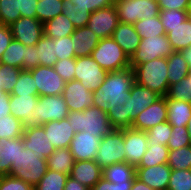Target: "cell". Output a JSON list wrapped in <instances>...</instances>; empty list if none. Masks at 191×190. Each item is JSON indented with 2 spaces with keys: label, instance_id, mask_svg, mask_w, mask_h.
<instances>
[{
  "label": "cell",
  "instance_id": "681fc988",
  "mask_svg": "<svg viewBox=\"0 0 191 190\" xmlns=\"http://www.w3.org/2000/svg\"><path fill=\"white\" fill-rule=\"evenodd\" d=\"M106 113L114 129L129 128V115H126L125 104H117L109 108Z\"/></svg>",
  "mask_w": 191,
  "mask_h": 190
},
{
  "label": "cell",
  "instance_id": "d6986e66",
  "mask_svg": "<svg viewBox=\"0 0 191 190\" xmlns=\"http://www.w3.org/2000/svg\"><path fill=\"white\" fill-rule=\"evenodd\" d=\"M100 140L97 134H90L87 131L75 133L69 147L75 161L95 160Z\"/></svg>",
  "mask_w": 191,
  "mask_h": 190
},
{
  "label": "cell",
  "instance_id": "03108f58",
  "mask_svg": "<svg viewBox=\"0 0 191 190\" xmlns=\"http://www.w3.org/2000/svg\"><path fill=\"white\" fill-rule=\"evenodd\" d=\"M180 52L182 53L183 57L186 59L189 66V70L191 71V46L181 50Z\"/></svg>",
  "mask_w": 191,
  "mask_h": 190
},
{
  "label": "cell",
  "instance_id": "277c9868",
  "mask_svg": "<svg viewBox=\"0 0 191 190\" xmlns=\"http://www.w3.org/2000/svg\"><path fill=\"white\" fill-rule=\"evenodd\" d=\"M48 169L47 159H41L29 148L19 149L18 166H11L9 176L36 186Z\"/></svg>",
  "mask_w": 191,
  "mask_h": 190
},
{
  "label": "cell",
  "instance_id": "bcb514c9",
  "mask_svg": "<svg viewBox=\"0 0 191 190\" xmlns=\"http://www.w3.org/2000/svg\"><path fill=\"white\" fill-rule=\"evenodd\" d=\"M172 133V126L168 121L159 123L146 131L148 144L167 145Z\"/></svg>",
  "mask_w": 191,
  "mask_h": 190
},
{
  "label": "cell",
  "instance_id": "f546056e",
  "mask_svg": "<svg viewBox=\"0 0 191 190\" xmlns=\"http://www.w3.org/2000/svg\"><path fill=\"white\" fill-rule=\"evenodd\" d=\"M136 168L126 162L115 163L103 169L102 177L111 183H125L136 177Z\"/></svg>",
  "mask_w": 191,
  "mask_h": 190
},
{
  "label": "cell",
  "instance_id": "e0dca14e",
  "mask_svg": "<svg viewBox=\"0 0 191 190\" xmlns=\"http://www.w3.org/2000/svg\"><path fill=\"white\" fill-rule=\"evenodd\" d=\"M167 114L166 97L161 96L136 116L131 128L146 132L155 125L167 121Z\"/></svg>",
  "mask_w": 191,
  "mask_h": 190
},
{
  "label": "cell",
  "instance_id": "9a60e30c",
  "mask_svg": "<svg viewBox=\"0 0 191 190\" xmlns=\"http://www.w3.org/2000/svg\"><path fill=\"white\" fill-rule=\"evenodd\" d=\"M22 140L24 147L32 150L38 158L47 159L55 151L41 125L25 126Z\"/></svg>",
  "mask_w": 191,
  "mask_h": 190
},
{
  "label": "cell",
  "instance_id": "ffe728a7",
  "mask_svg": "<svg viewBox=\"0 0 191 190\" xmlns=\"http://www.w3.org/2000/svg\"><path fill=\"white\" fill-rule=\"evenodd\" d=\"M167 163L151 167H136V178L154 190H167L171 175Z\"/></svg>",
  "mask_w": 191,
  "mask_h": 190
},
{
  "label": "cell",
  "instance_id": "cb8c5ba5",
  "mask_svg": "<svg viewBox=\"0 0 191 190\" xmlns=\"http://www.w3.org/2000/svg\"><path fill=\"white\" fill-rule=\"evenodd\" d=\"M39 95H10V112L22 121L24 126L32 125V110L35 108Z\"/></svg>",
  "mask_w": 191,
  "mask_h": 190
},
{
  "label": "cell",
  "instance_id": "9f6ffc18",
  "mask_svg": "<svg viewBox=\"0 0 191 190\" xmlns=\"http://www.w3.org/2000/svg\"><path fill=\"white\" fill-rule=\"evenodd\" d=\"M40 66L37 55V47L25 46V56L23 57V70H31Z\"/></svg>",
  "mask_w": 191,
  "mask_h": 190
},
{
  "label": "cell",
  "instance_id": "8d00e7d4",
  "mask_svg": "<svg viewBox=\"0 0 191 190\" xmlns=\"http://www.w3.org/2000/svg\"><path fill=\"white\" fill-rule=\"evenodd\" d=\"M69 175L47 169L34 190H63Z\"/></svg>",
  "mask_w": 191,
  "mask_h": 190
},
{
  "label": "cell",
  "instance_id": "7dc6e473",
  "mask_svg": "<svg viewBox=\"0 0 191 190\" xmlns=\"http://www.w3.org/2000/svg\"><path fill=\"white\" fill-rule=\"evenodd\" d=\"M189 17L188 11L182 10H162L159 18L164 26L165 33L169 32V27H176L184 23Z\"/></svg>",
  "mask_w": 191,
  "mask_h": 190
},
{
  "label": "cell",
  "instance_id": "9c48e42d",
  "mask_svg": "<svg viewBox=\"0 0 191 190\" xmlns=\"http://www.w3.org/2000/svg\"><path fill=\"white\" fill-rule=\"evenodd\" d=\"M174 52L169 40L165 35L141 39L137 50L130 57V67L143 64L155 58H167Z\"/></svg>",
  "mask_w": 191,
  "mask_h": 190
},
{
  "label": "cell",
  "instance_id": "ab89813d",
  "mask_svg": "<svg viewBox=\"0 0 191 190\" xmlns=\"http://www.w3.org/2000/svg\"><path fill=\"white\" fill-rule=\"evenodd\" d=\"M62 0H41L38 1L36 8V19L41 23L55 18L62 13Z\"/></svg>",
  "mask_w": 191,
  "mask_h": 190
},
{
  "label": "cell",
  "instance_id": "5bb4252c",
  "mask_svg": "<svg viewBox=\"0 0 191 190\" xmlns=\"http://www.w3.org/2000/svg\"><path fill=\"white\" fill-rule=\"evenodd\" d=\"M160 97L159 94L135 82L130 90V96L124 103L126 115H129V128L132 127V123L135 121L136 116Z\"/></svg>",
  "mask_w": 191,
  "mask_h": 190
},
{
  "label": "cell",
  "instance_id": "6da1fadb",
  "mask_svg": "<svg viewBox=\"0 0 191 190\" xmlns=\"http://www.w3.org/2000/svg\"><path fill=\"white\" fill-rule=\"evenodd\" d=\"M135 84V71L129 67L108 72L102 85L93 92V106L106 111L117 104L124 105Z\"/></svg>",
  "mask_w": 191,
  "mask_h": 190
},
{
  "label": "cell",
  "instance_id": "7bdbcfd3",
  "mask_svg": "<svg viewBox=\"0 0 191 190\" xmlns=\"http://www.w3.org/2000/svg\"><path fill=\"white\" fill-rule=\"evenodd\" d=\"M62 14L65 15L75 28L87 26L91 13L83 6L63 5Z\"/></svg>",
  "mask_w": 191,
  "mask_h": 190
},
{
  "label": "cell",
  "instance_id": "30bf717a",
  "mask_svg": "<svg viewBox=\"0 0 191 190\" xmlns=\"http://www.w3.org/2000/svg\"><path fill=\"white\" fill-rule=\"evenodd\" d=\"M107 74L108 71L101 68L91 55L75 58L74 79L80 81L90 91L98 89Z\"/></svg>",
  "mask_w": 191,
  "mask_h": 190
},
{
  "label": "cell",
  "instance_id": "4fadbf2b",
  "mask_svg": "<svg viewBox=\"0 0 191 190\" xmlns=\"http://www.w3.org/2000/svg\"><path fill=\"white\" fill-rule=\"evenodd\" d=\"M13 39L25 46H33L43 37L44 25L38 19L20 17L10 26Z\"/></svg>",
  "mask_w": 191,
  "mask_h": 190
},
{
  "label": "cell",
  "instance_id": "52a82bcc",
  "mask_svg": "<svg viewBox=\"0 0 191 190\" xmlns=\"http://www.w3.org/2000/svg\"><path fill=\"white\" fill-rule=\"evenodd\" d=\"M95 162L102 169L115 163L126 162L124 129H114L101 138Z\"/></svg>",
  "mask_w": 191,
  "mask_h": 190
},
{
  "label": "cell",
  "instance_id": "f6af8a7d",
  "mask_svg": "<svg viewBox=\"0 0 191 190\" xmlns=\"http://www.w3.org/2000/svg\"><path fill=\"white\" fill-rule=\"evenodd\" d=\"M21 17L19 0H0V22L10 26Z\"/></svg>",
  "mask_w": 191,
  "mask_h": 190
},
{
  "label": "cell",
  "instance_id": "2e32d148",
  "mask_svg": "<svg viewBox=\"0 0 191 190\" xmlns=\"http://www.w3.org/2000/svg\"><path fill=\"white\" fill-rule=\"evenodd\" d=\"M62 96L69 111H84L93 106V92L75 79L65 83Z\"/></svg>",
  "mask_w": 191,
  "mask_h": 190
},
{
  "label": "cell",
  "instance_id": "4316f807",
  "mask_svg": "<svg viewBox=\"0 0 191 190\" xmlns=\"http://www.w3.org/2000/svg\"><path fill=\"white\" fill-rule=\"evenodd\" d=\"M167 121L171 126H186L191 116V103L166 99Z\"/></svg>",
  "mask_w": 191,
  "mask_h": 190
},
{
  "label": "cell",
  "instance_id": "7c38bea8",
  "mask_svg": "<svg viewBox=\"0 0 191 190\" xmlns=\"http://www.w3.org/2000/svg\"><path fill=\"white\" fill-rule=\"evenodd\" d=\"M119 17L115 5L98 9L90 15L87 27L99 39L109 38L119 24Z\"/></svg>",
  "mask_w": 191,
  "mask_h": 190
},
{
  "label": "cell",
  "instance_id": "e575fe53",
  "mask_svg": "<svg viewBox=\"0 0 191 190\" xmlns=\"http://www.w3.org/2000/svg\"><path fill=\"white\" fill-rule=\"evenodd\" d=\"M135 31L141 37V39L157 37L165 35V29L159 16L151 19H143L135 22L134 24Z\"/></svg>",
  "mask_w": 191,
  "mask_h": 190
},
{
  "label": "cell",
  "instance_id": "4dcf8cb0",
  "mask_svg": "<svg viewBox=\"0 0 191 190\" xmlns=\"http://www.w3.org/2000/svg\"><path fill=\"white\" fill-rule=\"evenodd\" d=\"M75 159L69 148L55 149L47 158L48 169L58 171L67 175L71 174Z\"/></svg>",
  "mask_w": 191,
  "mask_h": 190
},
{
  "label": "cell",
  "instance_id": "60d3db41",
  "mask_svg": "<svg viewBox=\"0 0 191 190\" xmlns=\"http://www.w3.org/2000/svg\"><path fill=\"white\" fill-rule=\"evenodd\" d=\"M165 97L191 103V71L185 78L171 84Z\"/></svg>",
  "mask_w": 191,
  "mask_h": 190
},
{
  "label": "cell",
  "instance_id": "d590c367",
  "mask_svg": "<svg viewBox=\"0 0 191 190\" xmlns=\"http://www.w3.org/2000/svg\"><path fill=\"white\" fill-rule=\"evenodd\" d=\"M25 56V45L13 39L5 50L0 63L10 65L23 70V57Z\"/></svg>",
  "mask_w": 191,
  "mask_h": 190
},
{
  "label": "cell",
  "instance_id": "836d02e7",
  "mask_svg": "<svg viewBox=\"0 0 191 190\" xmlns=\"http://www.w3.org/2000/svg\"><path fill=\"white\" fill-rule=\"evenodd\" d=\"M36 47L39 64L53 67L58 61L55 54L56 50L54 39L43 35V37L36 43Z\"/></svg>",
  "mask_w": 191,
  "mask_h": 190
},
{
  "label": "cell",
  "instance_id": "e7e4bbea",
  "mask_svg": "<svg viewBox=\"0 0 191 190\" xmlns=\"http://www.w3.org/2000/svg\"><path fill=\"white\" fill-rule=\"evenodd\" d=\"M130 190H154L147 184L141 182L138 178H134L133 184Z\"/></svg>",
  "mask_w": 191,
  "mask_h": 190
},
{
  "label": "cell",
  "instance_id": "603a6c76",
  "mask_svg": "<svg viewBox=\"0 0 191 190\" xmlns=\"http://www.w3.org/2000/svg\"><path fill=\"white\" fill-rule=\"evenodd\" d=\"M102 175L103 169L95 160H82L75 161L69 176L91 189L102 178Z\"/></svg>",
  "mask_w": 191,
  "mask_h": 190
},
{
  "label": "cell",
  "instance_id": "d6a6232c",
  "mask_svg": "<svg viewBox=\"0 0 191 190\" xmlns=\"http://www.w3.org/2000/svg\"><path fill=\"white\" fill-rule=\"evenodd\" d=\"M169 148L163 144H148L137 167H151L168 162Z\"/></svg>",
  "mask_w": 191,
  "mask_h": 190
},
{
  "label": "cell",
  "instance_id": "c3c4849f",
  "mask_svg": "<svg viewBox=\"0 0 191 190\" xmlns=\"http://www.w3.org/2000/svg\"><path fill=\"white\" fill-rule=\"evenodd\" d=\"M167 190H191V169L172 170Z\"/></svg>",
  "mask_w": 191,
  "mask_h": 190
},
{
  "label": "cell",
  "instance_id": "f5cc1de1",
  "mask_svg": "<svg viewBox=\"0 0 191 190\" xmlns=\"http://www.w3.org/2000/svg\"><path fill=\"white\" fill-rule=\"evenodd\" d=\"M53 68L65 82L74 80L75 58H64L62 60H58L53 66Z\"/></svg>",
  "mask_w": 191,
  "mask_h": 190
},
{
  "label": "cell",
  "instance_id": "1f68e13d",
  "mask_svg": "<svg viewBox=\"0 0 191 190\" xmlns=\"http://www.w3.org/2000/svg\"><path fill=\"white\" fill-rule=\"evenodd\" d=\"M169 86L189 74V66L181 52L174 51L167 57Z\"/></svg>",
  "mask_w": 191,
  "mask_h": 190
},
{
  "label": "cell",
  "instance_id": "91938a15",
  "mask_svg": "<svg viewBox=\"0 0 191 190\" xmlns=\"http://www.w3.org/2000/svg\"><path fill=\"white\" fill-rule=\"evenodd\" d=\"M39 0H19L21 17L36 19V8Z\"/></svg>",
  "mask_w": 191,
  "mask_h": 190
},
{
  "label": "cell",
  "instance_id": "11a10c76",
  "mask_svg": "<svg viewBox=\"0 0 191 190\" xmlns=\"http://www.w3.org/2000/svg\"><path fill=\"white\" fill-rule=\"evenodd\" d=\"M0 190H34V186L13 176H0Z\"/></svg>",
  "mask_w": 191,
  "mask_h": 190
},
{
  "label": "cell",
  "instance_id": "a7ac6f4b",
  "mask_svg": "<svg viewBox=\"0 0 191 190\" xmlns=\"http://www.w3.org/2000/svg\"><path fill=\"white\" fill-rule=\"evenodd\" d=\"M188 14H189V17H191V0H189V5H188Z\"/></svg>",
  "mask_w": 191,
  "mask_h": 190
},
{
  "label": "cell",
  "instance_id": "7a4b0ae2",
  "mask_svg": "<svg viewBox=\"0 0 191 190\" xmlns=\"http://www.w3.org/2000/svg\"><path fill=\"white\" fill-rule=\"evenodd\" d=\"M135 82L151 91L166 96L169 89L167 58H155L134 68Z\"/></svg>",
  "mask_w": 191,
  "mask_h": 190
},
{
  "label": "cell",
  "instance_id": "ee69618b",
  "mask_svg": "<svg viewBox=\"0 0 191 190\" xmlns=\"http://www.w3.org/2000/svg\"><path fill=\"white\" fill-rule=\"evenodd\" d=\"M22 69L0 63V93H11Z\"/></svg>",
  "mask_w": 191,
  "mask_h": 190
},
{
  "label": "cell",
  "instance_id": "db71d44e",
  "mask_svg": "<svg viewBox=\"0 0 191 190\" xmlns=\"http://www.w3.org/2000/svg\"><path fill=\"white\" fill-rule=\"evenodd\" d=\"M115 0H62L63 5H79L90 13L105 7L113 6Z\"/></svg>",
  "mask_w": 191,
  "mask_h": 190
},
{
  "label": "cell",
  "instance_id": "3957f363",
  "mask_svg": "<svg viewBox=\"0 0 191 190\" xmlns=\"http://www.w3.org/2000/svg\"><path fill=\"white\" fill-rule=\"evenodd\" d=\"M67 119L75 133L87 131L102 138L114 130L106 110L95 106L89 107L84 111H69Z\"/></svg>",
  "mask_w": 191,
  "mask_h": 190
},
{
  "label": "cell",
  "instance_id": "003e7915",
  "mask_svg": "<svg viewBox=\"0 0 191 190\" xmlns=\"http://www.w3.org/2000/svg\"><path fill=\"white\" fill-rule=\"evenodd\" d=\"M187 130H188V134H189V137H190V140H191V116L189 118V121L187 122Z\"/></svg>",
  "mask_w": 191,
  "mask_h": 190
},
{
  "label": "cell",
  "instance_id": "f1b7e54d",
  "mask_svg": "<svg viewBox=\"0 0 191 190\" xmlns=\"http://www.w3.org/2000/svg\"><path fill=\"white\" fill-rule=\"evenodd\" d=\"M166 36L174 51L180 52L191 46V22L189 18L181 25L169 27Z\"/></svg>",
  "mask_w": 191,
  "mask_h": 190
},
{
  "label": "cell",
  "instance_id": "f35d334b",
  "mask_svg": "<svg viewBox=\"0 0 191 190\" xmlns=\"http://www.w3.org/2000/svg\"><path fill=\"white\" fill-rule=\"evenodd\" d=\"M24 125L22 121L9 114L0 118V139H14L23 136Z\"/></svg>",
  "mask_w": 191,
  "mask_h": 190
},
{
  "label": "cell",
  "instance_id": "8992f818",
  "mask_svg": "<svg viewBox=\"0 0 191 190\" xmlns=\"http://www.w3.org/2000/svg\"><path fill=\"white\" fill-rule=\"evenodd\" d=\"M119 22L134 24L143 19L159 16L160 8L157 0H115Z\"/></svg>",
  "mask_w": 191,
  "mask_h": 190
},
{
  "label": "cell",
  "instance_id": "b9f144b4",
  "mask_svg": "<svg viewBox=\"0 0 191 190\" xmlns=\"http://www.w3.org/2000/svg\"><path fill=\"white\" fill-rule=\"evenodd\" d=\"M10 95H38L35 79L29 70H21L18 80Z\"/></svg>",
  "mask_w": 191,
  "mask_h": 190
},
{
  "label": "cell",
  "instance_id": "680465c9",
  "mask_svg": "<svg viewBox=\"0 0 191 190\" xmlns=\"http://www.w3.org/2000/svg\"><path fill=\"white\" fill-rule=\"evenodd\" d=\"M160 11L162 10H182L187 11L189 0H157Z\"/></svg>",
  "mask_w": 191,
  "mask_h": 190
},
{
  "label": "cell",
  "instance_id": "ac0fdd59",
  "mask_svg": "<svg viewBox=\"0 0 191 190\" xmlns=\"http://www.w3.org/2000/svg\"><path fill=\"white\" fill-rule=\"evenodd\" d=\"M124 147L126 163L136 168L148 148L146 132L133 128H124Z\"/></svg>",
  "mask_w": 191,
  "mask_h": 190
},
{
  "label": "cell",
  "instance_id": "44dd1931",
  "mask_svg": "<svg viewBox=\"0 0 191 190\" xmlns=\"http://www.w3.org/2000/svg\"><path fill=\"white\" fill-rule=\"evenodd\" d=\"M41 126L44 128L46 136L55 149L70 147L75 131L67 118L60 121H50Z\"/></svg>",
  "mask_w": 191,
  "mask_h": 190
},
{
  "label": "cell",
  "instance_id": "5b68a950",
  "mask_svg": "<svg viewBox=\"0 0 191 190\" xmlns=\"http://www.w3.org/2000/svg\"><path fill=\"white\" fill-rule=\"evenodd\" d=\"M101 68L108 72L121 71L130 67V58L111 37L100 39L91 54Z\"/></svg>",
  "mask_w": 191,
  "mask_h": 190
},
{
  "label": "cell",
  "instance_id": "ba28073f",
  "mask_svg": "<svg viewBox=\"0 0 191 190\" xmlns=\"http://www.w3.org/2000/svg\"><path fill=\"white\" fill-rule=\"evenodd\" d=\"M69 109L62 95L39 96L32 110V125H43L50 121L67 118Z\"/></svg>",
  "mask_w": 191,
  "mask_h": 190
},
{
  "label": "cell",
  "instance_id": "6125c7cd",
  "mask_svg": "<svg viewBox=\"0 0 191 190\" xmlns=\"http://www.w3.org/2000/svg\"><path fill=\"white\" fill-rule=\"evenodd\" d=\"M9 103L10 93H0V118L11 114Z\"/></svg>",
  "mask_w": 191,
  "mask_h": 190
},
{
  "label": "cell",
  "instance_id": "94428289",
  "mask_svg": "<svg viewBox=\"0 0 191 190\" xmlns=\"http://www.w3.org/2000/svg\"><path fill=\"white\" fill-rule=\"evenodd\" d=\"M13 40L11 29L7 25L0 24V60Z\"/></svg>",
  "mask_w": 191,
  "mask_h": 190
},
{
  "label": "cell",
  "instance_id": "d4e9b609",
  "mask_svg": "<svg viewBox=\"0 0 191 190\" xmlns=\"http://www.w3.org/2000/svg\"><path fill=\"white\" fill-rule=\"evenodd\" d=\"M122 50L131 57L137 50L141 37L135 31L134 25L119 23L111 36Z\"/></svg>",
  "mask_w": 191,
  "mask_h": 190
},
{
  "label": "cell",
  "instance_id": "6f0895ef",
  "mask_svg": "<svg viewBox=\"0 0 191 190\" xmlns=\"http://www.w3.org/2000/svg\"><path fill=\"white\" fill-rule=\"evenodd\" d=\"M133 181H126L125 183H111L103 177L90 190H130Z\"/></svg>",
  "mask_w": 191,
  "mask_h": 190
},
{
  "label": "cell",
  "instance_id": "8fae6325",
  "mask_svg": "<svg viewBox=\"0 0 191 190\" xmlns=\"http://www.w3.org/2000/svg\"><path fill=\"white\" fill-rule=\"evenodd\" d=\"M35 79L39 96L62 95L65 81L60 77L53 67L40 65L29 70Z\"/></svg>",
  "mask_w": 191,
  "mask_h": 190
},
{
  "label": "cell",
  "instance_id": "83f0119b",
  "mask_svg": "<svg viewBox=\"0 0 191 190\" xmlns=\"http://www.w3.org/2000/svg\"><path fill=\"white\" fill-rule=\"evenodd\" d=\"M43 25L44 35L53 39L71 36L76 29L71 21L62 13L46 21Z\"/></svg>",
  "mask_w": 191,
  "mask_h": 190
},
{
  "label": "cell",
  "instance_id": "484cf974",
  "mask_svg": "<svg viewBox=\"0 0 191 190\" xmlns=\"http://www.w3.org/2000/svg\"><path fill=\"white\" fill-rule=\"evenodd\" d=\"M76 57L90 56L100 39L87 26L76 28L71 35Z\"/></svg>",
  "mask_w": 191,
  "mask_h": 190
},
{
  "label": "cell",
  "instance_id": "74e56055",
  "mask_svg": "<svg viewBox=\"0 0 191 190\" xmlns=\"http://www.w3.org/2000/svg\"><path fill=\"white\" fill-rule=\"evenodd\" d=\"M167 164L171 170L191 169V145L169 150Z\"/></svg>",
  "mask_w": 191,
  "mask_h": 190
},
{
  "label": "cell",
  "instance_id": "7402d4cb",
  "mask_svg": "<svg viewBox=\"0 0 191 190\" xmlns=\"http://www.w3.org/2000/svg\"><path fill=\"white\" fill-rule=\"evenodd\" d=\"M19 149H24L22 137L0 139V176L9 175L11 166H18Z\"/></svg>",
  "mask_w": 191,
  "mask_h": 190
},
{
  "label": "cell",
  "instance_id": "816d5d0a",
  "mask_svg": "<svg viewBox=\"0 0 191 190\" xmlns=\"http://www.w3.org/2000/svg\"><path fill=\"white\" fill-rule=\"evenodd\" d=\"M55 42V54L58 60L76 58L73 40L71 36H66L60 39H54Z\"/></svg>",
  "mask_w": 191,
  "mask_h": 190
},
{
  "label": "cell",
  "instance_id": "be15d7a7",
  "mask_svg": "<svg viewBox=\"0 0 191 190\" xmlns=\"http://www.w3.org/2000/svg\"><path fill=\"white\" fill-rule=\"evenodd\" d=\"M63 190H90L84 184H81L78 180L68 177Z\"/></svg>",
  "mask_w": 191,
  "mask_h": 190
},
{
  "label": "cell",
  "instance_id": "f907efd6",
  "mask_svg": "<svg viewBox=\"0 0 191 190\" xmlns=\"http://www.w3.org/2000/svg\"><path fill=\"white\" fill-rule=\"evenodd\" d=\"M169 138L170 139L166 145L169 150H175L191 145V140L186 126H172V133Z\"/></svg>",
  "mask_w": 191,
  "mask_h": 190
}]
</instances>
